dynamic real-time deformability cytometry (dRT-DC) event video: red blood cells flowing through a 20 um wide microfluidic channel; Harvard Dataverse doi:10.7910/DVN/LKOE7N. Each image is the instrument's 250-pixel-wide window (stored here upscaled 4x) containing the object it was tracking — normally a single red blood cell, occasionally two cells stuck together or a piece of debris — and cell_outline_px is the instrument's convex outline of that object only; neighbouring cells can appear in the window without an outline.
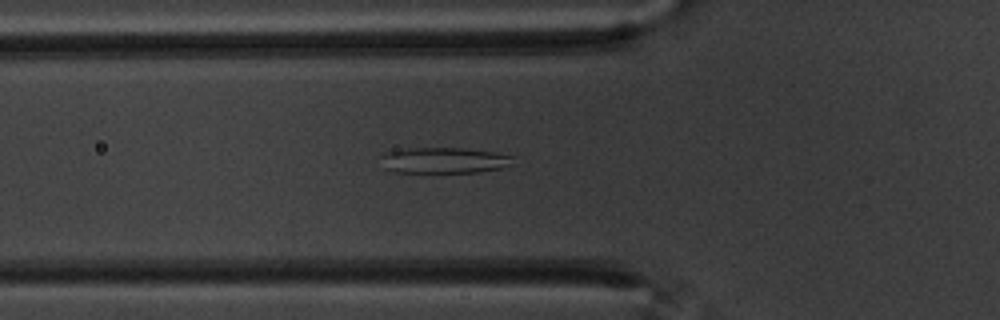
{"species": "common noctule bat (a hibernating species)", "species_latin": "Nyctalus noctula", "temperature_condition": "warm", "stored_images_in_passage": 48, "camera_frame_rate_fps": 3000, "um_per_image_px": 0.085, "animal": {"sex": "male", "body_mass_g": 20.1, "forearm_length_mm": 53.5}, "frame": {"image": 1, "passage_image": 11, "time_ms": 3.333, "image_size_px": [1000, 320], "cell_outline_px": [[516, 156], [508, 164], [500, 168], [480, 172], [424, 176], [392, 172], [384, 168], [380, 156], [384, 152], [396, 148], [468, 148], [496, 152]], "centroid_in_image_um": [37.62, 13.68], "position_along_channel_um": 88.2, "area_um2": 21.5}}
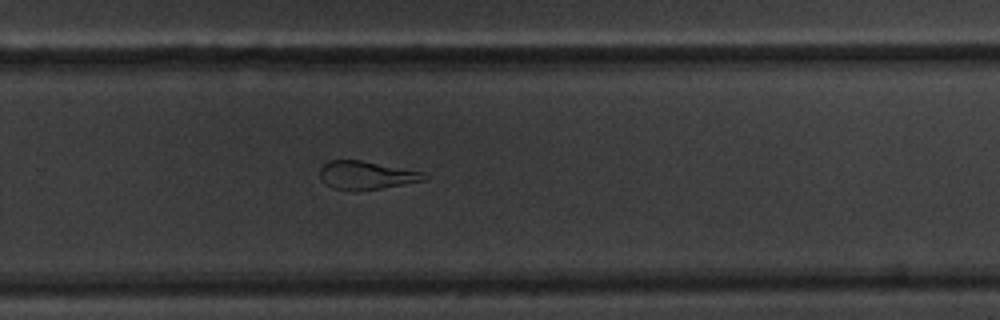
{"frame": {"image": 2, "passage_image": 29, "time_ms": 9.333, "image_size_px": [1000, 320], "cell_outline_px": [[432, 176], [428, 180], [356, 192], [352, 192], [332, 188], [324, 184], [320, 176], [320, 168], [328, 160], [360, 160], [424, 172]], "centroid_in_image_um": [31.15, 14.91], "position_along_channel_um": 298.6, "area_um2": 17.57}}
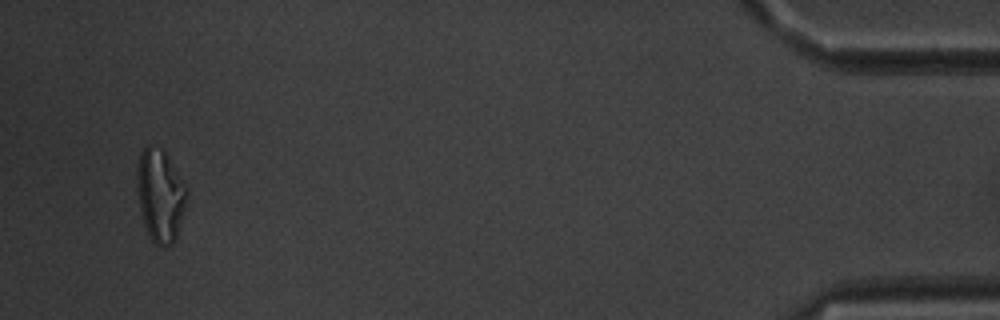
{"frame": {"image": 3, "passage_image": 46, "time_ms": 15.0, "image_size_px": [1000, 320], "cell_outline_px": [[188, 196], [176, 240], [172, 244], [160, 248], [152, 240], [144, 224], [140, 208], [136, 188], [136, 168], [140, 152], [148, 144], [152, 144], [164, 148], [188, 188]], "centroid_in_image_um": [13.63, 16.55], "position_along_channel_um": 421.6, "area_um2": 27.57}, "authors_computed_cell_mechanics": {"area_um2": 21.2415, "velocity_mm_per_s": 3.502, "shape_relaxation_time_tau1_ms": null, "shape_relaxation_time_tau2_ms": 3.6255, "deformation_change_tau1": null, "deformation_change_tau2": 0.1501}}